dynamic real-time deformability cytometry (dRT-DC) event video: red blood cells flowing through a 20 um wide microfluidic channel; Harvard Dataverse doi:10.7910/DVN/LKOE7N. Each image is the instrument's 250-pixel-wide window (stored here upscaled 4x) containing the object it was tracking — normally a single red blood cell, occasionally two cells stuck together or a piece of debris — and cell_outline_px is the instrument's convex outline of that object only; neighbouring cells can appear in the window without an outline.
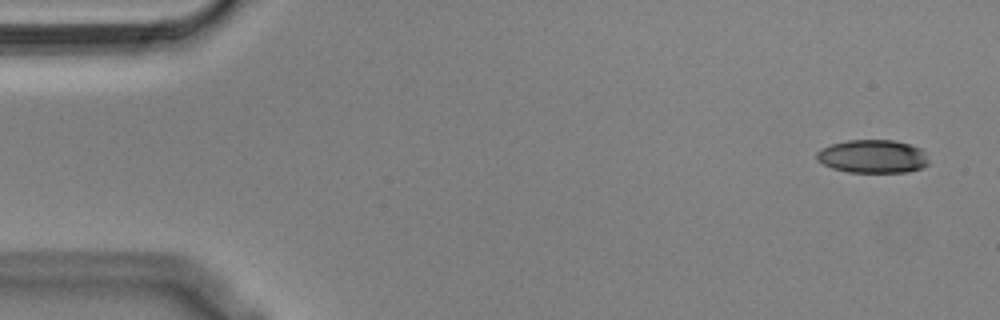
{"species": "Egyptian fruit bat (a non-hibernating species)", "species_latin": "Rousettus aegyptiacus", "temperature_condition": "cold", "stored_images_in_passage": 8, "camera_frame_rate_fps": 3000, "um_per_image_px": 0.085, "animal": {"sex": "male"}, "frame": {"image": 1, "passage_image": 1, "time_ms": 0.0, "image_size_px": [1000, 320], "cell_outline_px": [[928, 164], [920, 168], [908, 172], [848, 172], [832, 168], [816, 160], [816, 152], [820, 148], [832, 144], [848, 140], [896, 140], [920, 148], [924, 152], [928, 160]], "centroid_in_image_um": [74.15, 13.29], "position_along_channel_um": 10.8, "area_um2": 21.73}}